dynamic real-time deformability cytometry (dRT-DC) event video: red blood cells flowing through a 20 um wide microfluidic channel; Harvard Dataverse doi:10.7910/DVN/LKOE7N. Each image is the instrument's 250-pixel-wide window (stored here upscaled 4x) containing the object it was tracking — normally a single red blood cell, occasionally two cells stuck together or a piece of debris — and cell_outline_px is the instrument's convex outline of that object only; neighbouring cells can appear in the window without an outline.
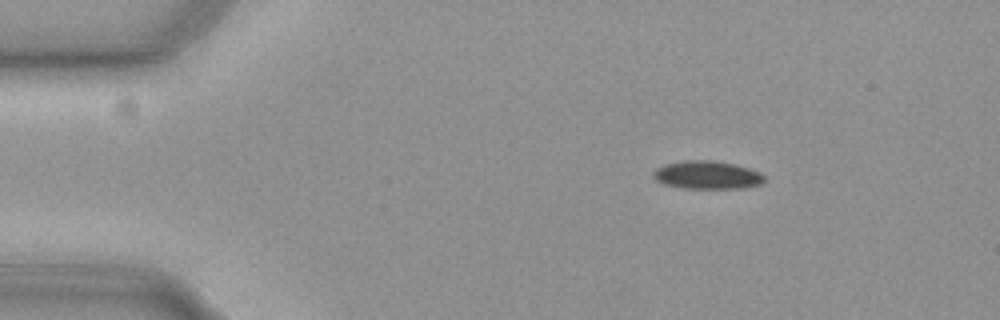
{"species": "common noctule bat (a hibernating species)", "species_latin": "Nyctalus noctula", "temperature_condition": "cold", "stored_images_in_passage": 48, "camera_frame_rate_fps": 3000, "um_per_image_px": 0.085, "animal": {"sex": "female", "body_mass_g": 19.3, "forearm_length_mm": 54.1}, "frame": {"image": 1, "passage_image": 1, "time_ms": 0.0, "image_size_px": [1000, 320], "cell_outline_px": [[764, 180], [760, 184], [740, 188], [684, 188], [664, 184], [656, 180], [652, 176], [652, 172], [656, 168], [664, 164], [684, 160], [712, 160], [736, 164], [760, 172], [764, 176]], "centroid_in_image_um": [60.07, 14.86], "position_along_channel_um": 24.9, "area_um2": 18.21}}
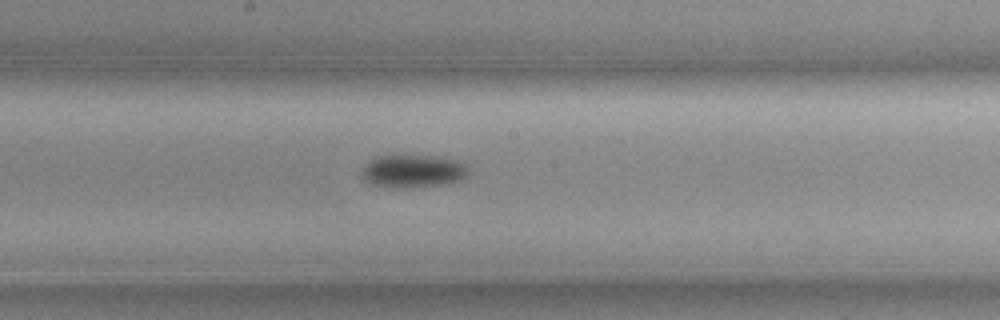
{"frame": {"image": 2, "passage_image": 22, "time_ms": 7.0, "image_size_px": [1000, 320], "cell_outline_px": [[468, 176], [460, 180], [440, 184], [372, 184], [364, 176], [364, 168], [368, 160], [376, 156], [432, 156], [456, 160], [464, 164], [468, 168]], "centroid_in_image_um": [35.18, 14.47], "position_along_channel_um": 213.0, "area_um2": 18.84}}
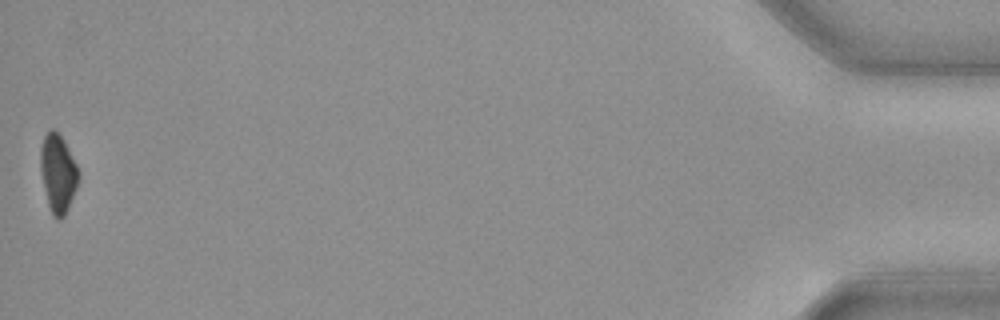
{"frame": {"image": 3, "passage_image": 48, "time_ms": 15.667, "image_size_px": [1000, 320], "cell_outline_px": [[76, 188], [68, 208], [64, 216], [60, 220], [56, 220], [52, 216], [48, 204], [40, 172], [40, 148], [44, 136], [52, 128], [64, 140], [76, 164]], "centroid_in_image_um": [4.88, 14.76], "position_along_channel_um": 430.3, "area_um2": 16.94}, "authors_computed_cell_mechanics": {"area_um2": 18.6116, "velocity_mm_per_s": 3.7143, "shape_relaxation_time_tau1_ms": 7.9872, "shape_relaxation_time_tau2_ms": null, "deformation_change_tau1": 0.1065, "deformation_change_tau2": null}}